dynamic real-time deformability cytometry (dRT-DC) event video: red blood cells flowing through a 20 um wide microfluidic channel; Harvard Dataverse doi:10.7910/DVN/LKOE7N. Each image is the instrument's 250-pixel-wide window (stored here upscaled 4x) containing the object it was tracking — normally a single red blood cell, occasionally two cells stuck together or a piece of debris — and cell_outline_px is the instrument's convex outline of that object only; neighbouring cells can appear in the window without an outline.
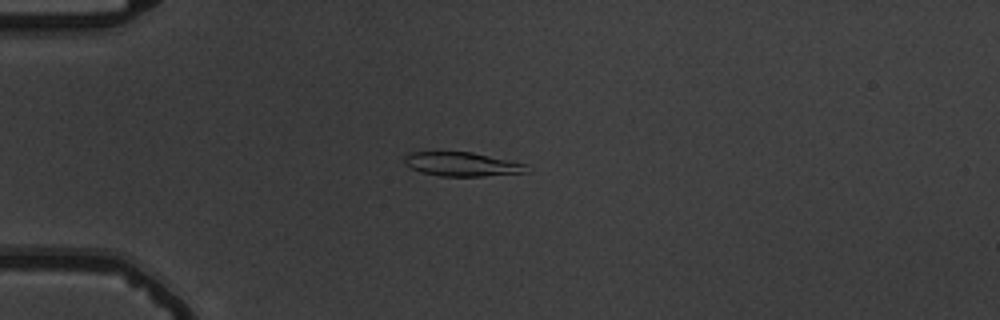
{"species": "common noctule bat (a hibernating species)", "species_latin": "Nyctalus noctula", "temperature_condition": "warm", "stored_images_in_passage": 46, "camera_frame_rate_fps": 3000, "um_per_image_px": 0.085, "animal": {"sex": "male", "body_mass_g": 19.5, "forearm_length_mm": 54.6}, "frame": {"image": 1, "passage_image": 6, "time_ms": 1.667, "image_size_px": [1000, 320], "cell_outline_px": [[528, 172], [484, 176], [440, 176], [420, 172], [404, 164], [404, 156], [408, 152], [472, 152], [528, 164]], "centroid_in_image_um": [39.27, 13.96], "position_along_channel_um": 45.7, "area_um2": 17.17}}
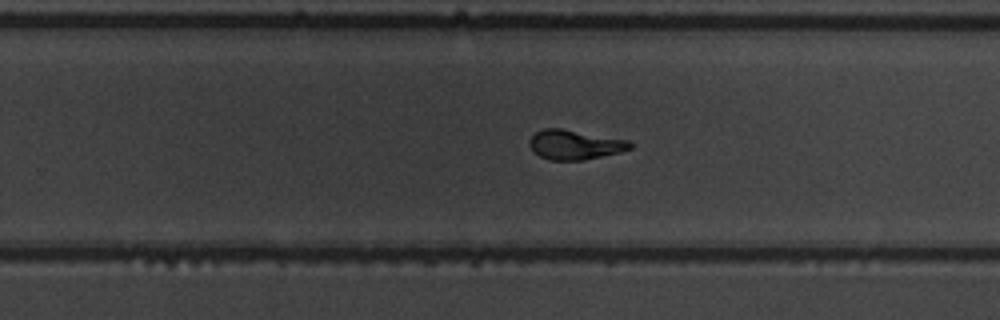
{"frame": {"image": 2, "passage_image": 27, "time_ms": 8.667, "image_size_px": [1000, 320], "cell_outline_px": [[632, 148], [620, 152], [584, 160], [548, 160], [540, 156], [528, 144], [528, 140], [536, 132], [544, 128], [560, 128], [628, 140], [632, 144]], "centroid_in_image_um": [48.85, 12.3], "position_along_channel_um": 281.0, "area_um2": 17.22}}
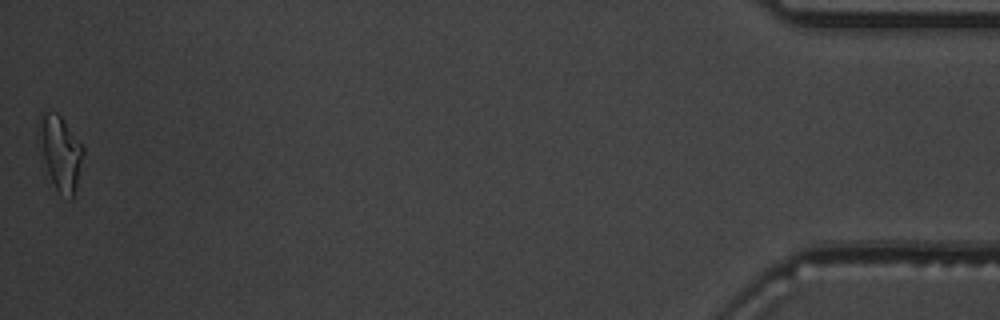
{"frame": {"image": 3, "passage_image": 46, "time_ms": 15.0, "image_size_px": [1000, 320], "cell_outline_px": [[84, 152], [72, 200], [68, 200], [56, 188], [48, 172], [36, 136], [36, 132], [40, 112], [56, 112], [60, 116], [84, 148]], "centroid_in_image_um": [5.09, 12.93], "position_along_channel_um": 430.1, "area_um2": 18.96}, "authors_computed_cell_mechanics": {"area_um2": 17.4267, "velocity_mm_per_s": 3.7262, "shape_relaxation_time_tau1_ms": 5.4431, "shape_relaxation_time_tau2_ms": 1.1575, "deformation_change_tau1": 0.2063, "deformation_change_tau2": 0.0625}}